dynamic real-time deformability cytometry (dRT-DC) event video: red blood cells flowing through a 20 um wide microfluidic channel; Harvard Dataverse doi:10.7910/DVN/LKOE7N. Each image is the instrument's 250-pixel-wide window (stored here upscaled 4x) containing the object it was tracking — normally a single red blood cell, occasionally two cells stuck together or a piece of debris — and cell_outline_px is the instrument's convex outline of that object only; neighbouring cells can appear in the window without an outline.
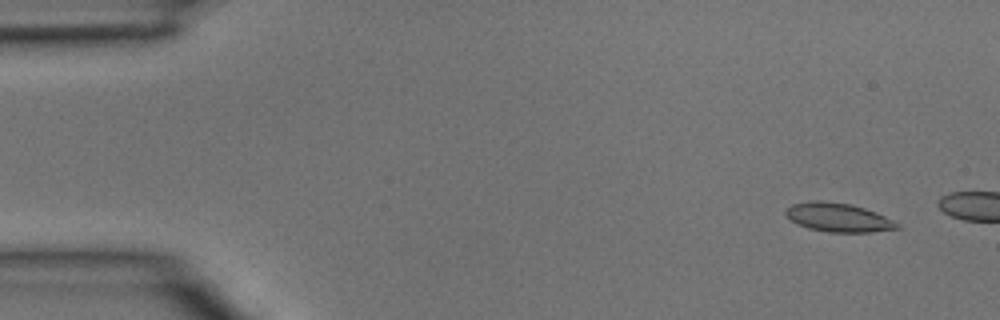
{"species": "common noctule bat (a hibernating species)", "species_latin": "Nyctalus noctula", "temperature_condition": "room temperature", "stored_images_in_passage": 4, "camera_frame_rate_fps": 3000, "um_per_image_px": 0.085, "animal": {"sex": "male", "body_mass_g": 15.6}, "frame": {"image": 1, "passage_image": 1, "time_ms": 0.0, "image_size_px": [1000, 320], "cell_outline_px": [[900, 228], [872, 232], [828, 232], [808, 228], [792, 220], [784, 212], [792, 204], [812, 200], [820, 200], [852, 204], [876, 212], [900, 224]], "centroid_in_image_um": [71.28, 18.48], "position_along_channel_um": 13.7, "area_um2": 18.55}}
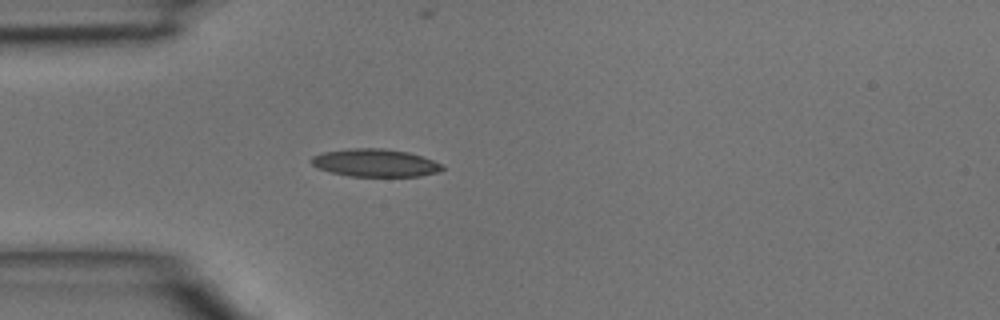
{"frame": {"image": 2, "passage_image": 4, "time_ms": 1.0, "image_size_px": [1000, 320], "cell_outline_px": [[444, 168], [440, 172], [420, 176], [348, 176], [332, 172], [320, 168], [312, 164], [312, 156], [324, 152], [348, 148], [384, 148], [408, 152], [432, 160], [440, 164]], "centroid_in_image_um": [31.9, 13.84], "position_along_channel_um": 53.1, "area_um2": 20.98}}